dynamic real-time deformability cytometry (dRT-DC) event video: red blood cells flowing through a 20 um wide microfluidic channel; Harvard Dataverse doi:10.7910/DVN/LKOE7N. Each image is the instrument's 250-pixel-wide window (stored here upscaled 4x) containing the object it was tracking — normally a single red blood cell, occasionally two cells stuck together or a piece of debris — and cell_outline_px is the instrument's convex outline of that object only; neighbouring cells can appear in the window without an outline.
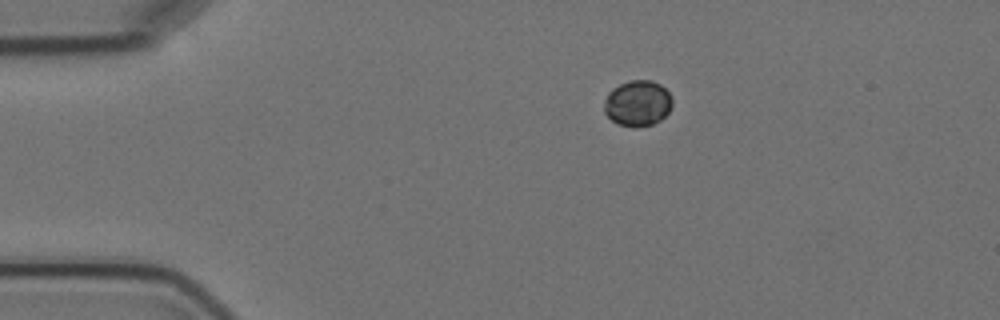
{"species": "Egyptian fruit bat (a non-hibernating species)", "species_latin": "Rousettus aegyptiacus", "temperature_condition": "cold", "stored_images_in_passage": 2, "camera_frame_rate_fps": 3000, "um_per_image_px": 0.085, "animal": {"sex": "female"}, "frame": {"image": 1, "passage_image": 1, "time_ms": 0.0, "image_size_px": [1000, 320], "cell_outline_px": [[672, 104], [668, 112], [660, 120], [652, 124], [636, 128], [616, 124], [604, 112], [604, 100], [608, 92], [612, 88], [628, 80], [652, 80], [660, 84], [672, 96]], "centroid_in_image_um": [54.18, 8.77], "position_along_channel_um": 30.8, "area_um2": 18.38}}